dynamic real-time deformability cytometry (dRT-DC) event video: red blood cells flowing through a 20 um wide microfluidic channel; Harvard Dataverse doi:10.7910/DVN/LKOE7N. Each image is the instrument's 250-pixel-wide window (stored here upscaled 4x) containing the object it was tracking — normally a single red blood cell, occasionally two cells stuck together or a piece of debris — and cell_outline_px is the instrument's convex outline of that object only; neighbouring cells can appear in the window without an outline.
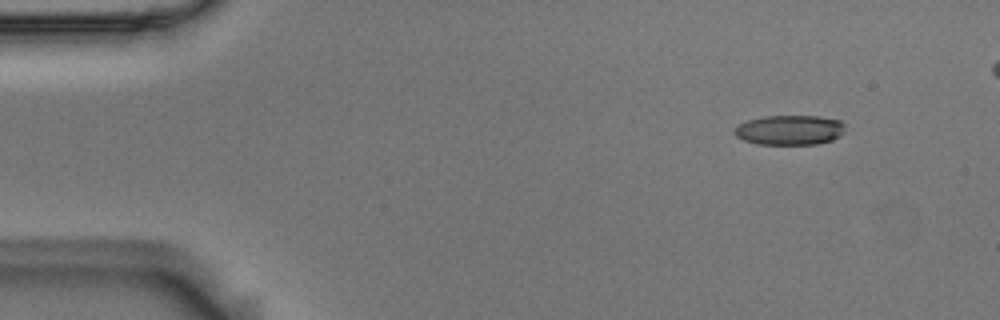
{"species": "Egyptian fruit bat (a non-hibernating species)", "species_latin": "Rousettus aegyptiacus", "temperature_condition": "room temperature", "stored_images_in_passage": 5, "camera_frame_rate_fps": 3000, "um_per_image_px": 0.085, "animal": {"sex": "male"}, "frame": {"image": 1, "passage_image": 1, "time_ms": 0.0, "image_size_px": [1000, 320], "cell_outline_px": [[844, 132], [840, 136], [832, 140], [820, 144], [756, 144], [744, 140], [736, 136], [732, 132], [740, 124], [748, 120], [764, 116], [816, 116], [840, 120], [844, 124]], "centroid_in_image_um": [67.14, 11.06], "position_along_channel_um": 17.9, "area_um2": 19.25}}
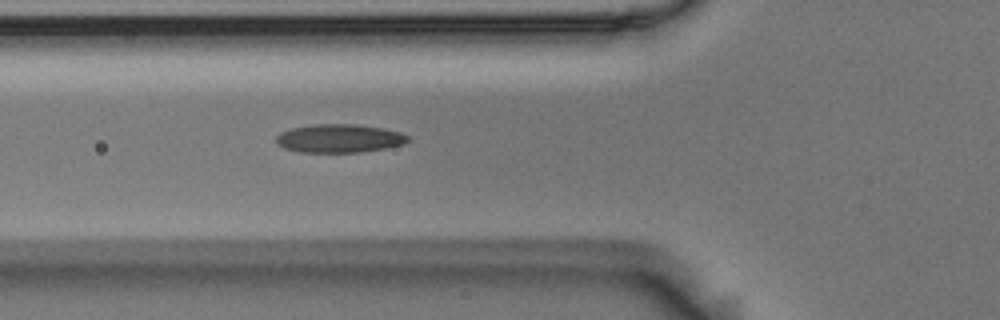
{"frame": {"image": 2, "passage_image": 5, "time_ms": 1.333, "image_size_px": [1000, 320], "cell_outline_px": [[408, 140], [404, 144], [384, 148], [360, 152], [300, 152], [284, 148], [276, 140], [276, 136], [280, 132], [288, 128], [316, 124], [356, 124], [384, 128], [400, 132], [408, 136]], "centroid_in_image_um": [28.82, 11.75], "position_along_channel_um": 97.0, "area_um2": 21.79}}